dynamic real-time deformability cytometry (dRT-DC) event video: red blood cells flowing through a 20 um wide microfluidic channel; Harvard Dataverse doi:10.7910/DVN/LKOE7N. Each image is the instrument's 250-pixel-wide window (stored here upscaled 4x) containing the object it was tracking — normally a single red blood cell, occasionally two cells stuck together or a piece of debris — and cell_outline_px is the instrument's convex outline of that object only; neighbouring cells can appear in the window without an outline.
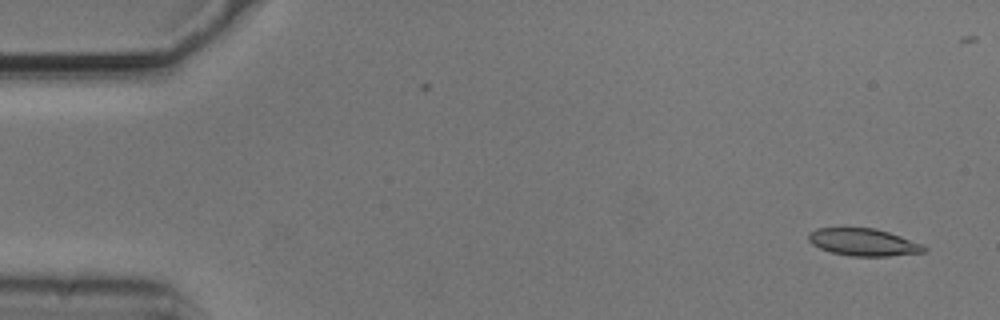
{"species": "common noctule bat (a hibernating species)", "species_latin": "Nyctalus noctula", "temperature_condition": "cold", "stored_images_in_passage": 48, "camera_frame_rate_fps": 3000, "um_per_image_px": 0.085, "animal": {"sex": "male", "body_mass_g": 20.5, "forearm_length_mm": 52.5}, "frame": {"image": 1, "passage_image": 2, "time_ms": 0.333, "image_size_px": [1000, 320], "cell_outline_px": [[928, 248], [924, 252], [888, 256], [848, 256], [832, 252], [820, 248], [812, 244], [808, 240], [808, 232], [816, 228], [876, 228], [924, 244]], "centroid_in_image_um": [73.39, 20.58], "position_along_channel_um": 11.6, "area_um2": 18.44}}
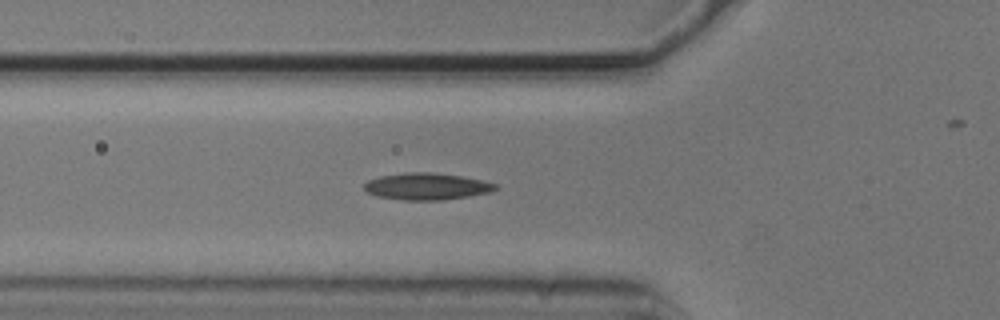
{"frame": {"image": 2, "passage_image": 18, "time_ms": 5.667, "image_size_px": [1000, 320], "cell_outline_px": [[496, 188], [488, 192], [468, 196], [440, 200], [404, 200], [376, 196], [368, 192], [364, 188], [364, 184], [368, 180], [380, 176], [404, 172], [432, 172], [460, 176], [484, 180], [496, 184]], "centroid_in_image_um": [36.23, 15.83], "position_along_channel_um": 89.6, "area_um2": 20.35}}
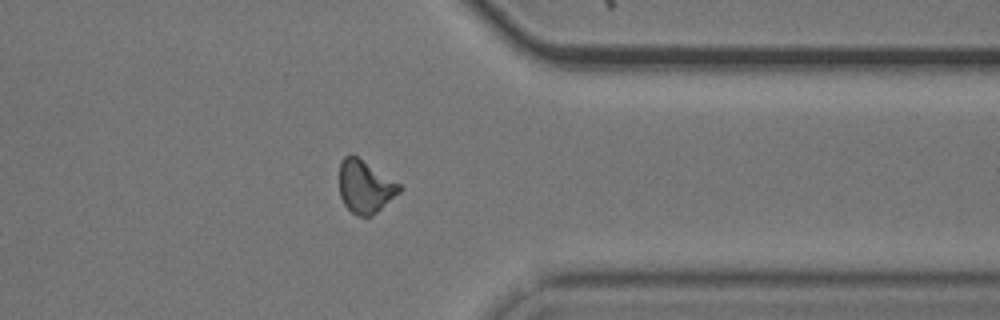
{"frame": {"image": 3, "passage_image": 42, "time_ms": 13.667, "image_size_px": [1000, 320], "cell_outline_px": [[404, 188], [400, 192], [372, 216], [356, 216], [344, 204], [340, 196], [340, 160], [348, 152], [352, 152], [400, 184]], "centroid_in_image_um": [31.02, 15.83], "position_along_channel_um": 380.4, "area_um2": 18.67}}